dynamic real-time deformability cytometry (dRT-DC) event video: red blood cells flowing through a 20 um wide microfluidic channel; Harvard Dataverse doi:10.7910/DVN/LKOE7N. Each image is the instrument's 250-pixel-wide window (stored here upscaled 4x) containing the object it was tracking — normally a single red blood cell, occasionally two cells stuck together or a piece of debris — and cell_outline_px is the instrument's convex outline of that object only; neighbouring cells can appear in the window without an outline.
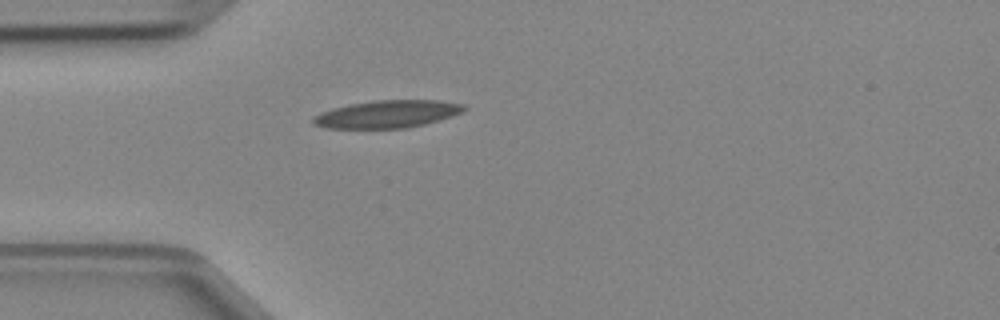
{"species": "Egyptian fruit bat (a non-hibernating species)", "species_latin": "Rousettus aegyptiacus", "temperature_condition": "cold", "stored_images_in_passage": 35, "camera_frame_rate_fps": 3000, "um_per_image_px": 0.085, "animal": {"sex": "female"}, "frame": {"image": 1, "passage_image": 1, "time_ms": 0.0, "image_size_px": [1000, 320], "cell_outline_px": [[468, 108], [464, 112], [452, 116], [424, 124], [408, 128], [324, 128], [312, 124], [312, 116], [320, 112], [332, 108], [352, 104], [376, 100], [436, 100], [464, 104]], "centroid_in_image_um": [32.91, 9.7], "position_along_channel_um": 52.1, "area_um2": 24.33}}
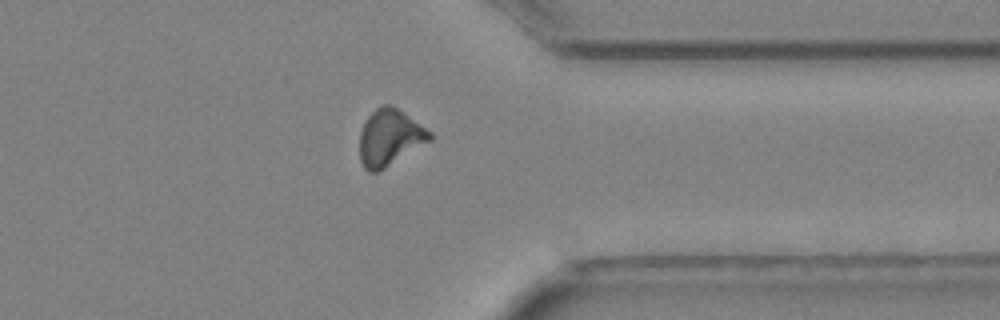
{"frame": {"image": 2, "passage_image": 25, "time_ms": 8.0, "image_size_px": [1000, 320], "cell_outline_px": [[432, 140], [384, 168], [376, 172], [368, 172], [364, 168], [360, 160], [360, 132], [368, 116], [376, 108], [384, 104], [392, 104], [432, 132]], "centroid_in_image_um": [33.13, 11.68], "position_along_channel_um": 378.3, "area_um2": 22.95}}
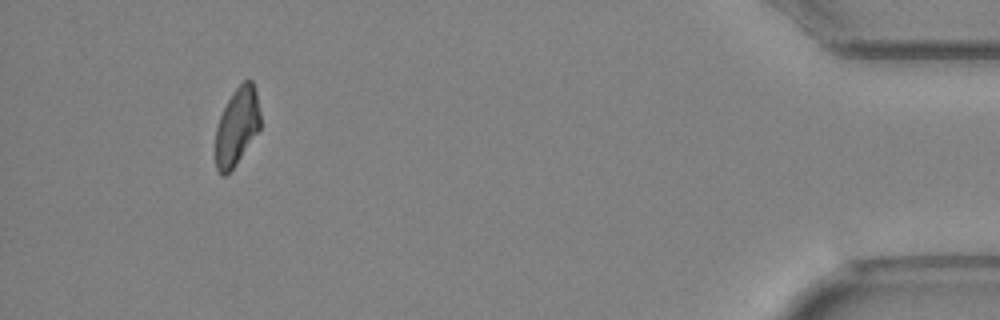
{"frame": {"image": 3, "passage_image": 32, "time_ms": 10.333, "image_size_px": [1000, 320], "cell_outline_px": [[260, 128], [236, 164], [224, 176], [220, 176], [216, 168], [216, 128], [220, 116], [228, 100], [236, 88], [244, 80], [252, 80], [256, 88], [260, 112]], "centroid_in_image_um": [20.15, 10.74], "position_along_channel_um": 415.1, "area_um2": 20.11}}